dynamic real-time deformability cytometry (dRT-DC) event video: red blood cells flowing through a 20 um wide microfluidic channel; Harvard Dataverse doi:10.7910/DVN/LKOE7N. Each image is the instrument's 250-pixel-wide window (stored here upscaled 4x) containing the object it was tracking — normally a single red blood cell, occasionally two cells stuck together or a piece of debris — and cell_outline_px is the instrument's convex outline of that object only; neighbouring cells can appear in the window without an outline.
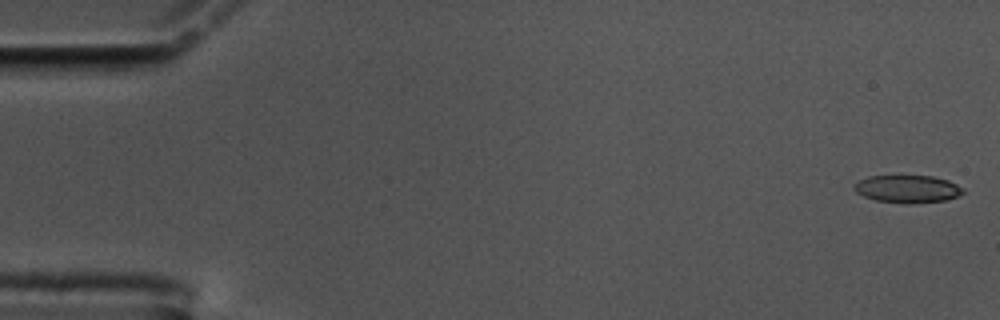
{"species": "common noctule bat (a hibernating species)", "species_latin": "Nyctalus noctula", "temperature_condition": "cold", "stored_images_in_passage": 58, "camera_frame_rate_fps": 3000, "um_per_image_px": 0.085, "animal": {"sex": "male", "body_mass_g": 17.5, "forearm_length_mm": 52.3}, "frame": {"image": 1, "passage_image": 1, "time_ms": 0.0, "image_size_px": [1000, 320], "cell_outline_px": [[964, 192], [960, 196], [944, 200], [876, 200], [864, 196], [856, 192], [852, 188], [852, 184], [868, 176], [932, 176], [948, 180], [964, 188]], "centroid_in_image_um": [77.12, 16.0], "position_along_channel_um": 7.9, "area_um2": 16.59}}
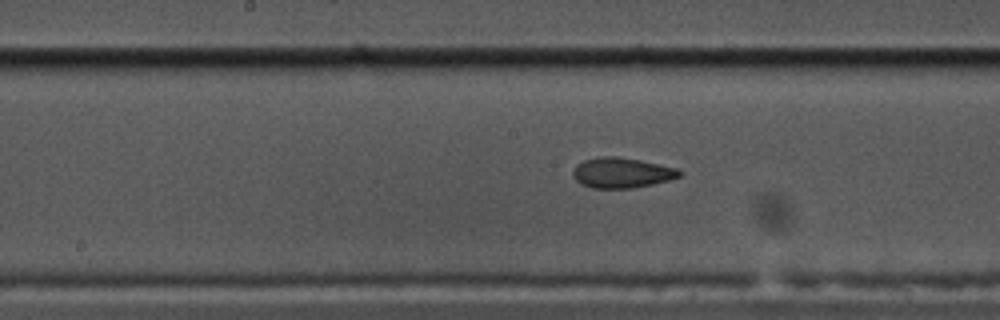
{"frame": {"image": 2, "passage_image": 29, "time_ms": 9.333, "image_size_px": [1000, 320], "cell_outline_px": [[684, 172], [680, 176], [668, 180], [652, 184], [632, 188], [592, 188], [580, 184], [572, 176], [572, 172], [576, 164], [584, 160], [600, 156], [616, 156], [640, 160], [676, 168]], "centroid_in_image_um": [52.81, 14.68], "position_along_channel_um": 195.4, "area_um2": 18.84}}
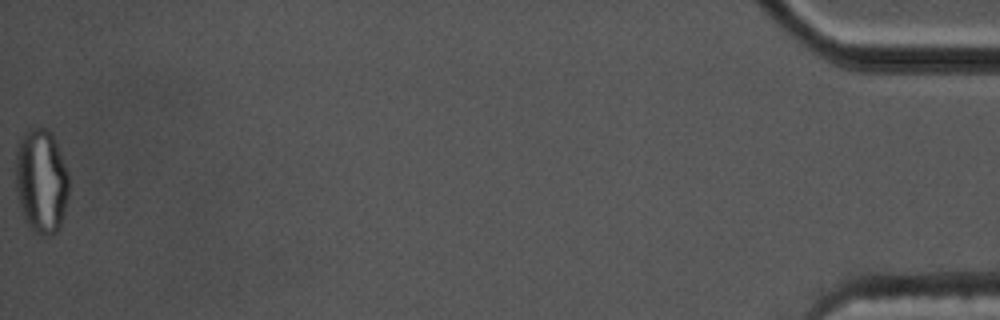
{"frame": {"image": 3, "passage_image": 58, "time_ms": 19.0, "image_size_px": [1000, 320], "cell_outline_px": [[68, 196], [64, 216], [60, 228], [52, 236], [44, 236], [36, 232], [24, 220], [16, 188], [16, 152], [20, 140], [24, 132], [28, 128], [48, 128], [52, 132], [56, 140], [68, 172]], "centroid_in_image_um": [3.53, 15.38], "position_along_channel_um": 431.7, "area_um2": 32.71}, "authors_computed_cell_mechanics": {"area_um2": 18.8139, "velocity_mm_per_s": 3.4741, "shape_relaxation_time_tau1_ms": null, "shape_relaxation_time_tau2_ms": 2.8796, "deformation_change_tau1": null, "deformation_change_tau2": 0.0797}}